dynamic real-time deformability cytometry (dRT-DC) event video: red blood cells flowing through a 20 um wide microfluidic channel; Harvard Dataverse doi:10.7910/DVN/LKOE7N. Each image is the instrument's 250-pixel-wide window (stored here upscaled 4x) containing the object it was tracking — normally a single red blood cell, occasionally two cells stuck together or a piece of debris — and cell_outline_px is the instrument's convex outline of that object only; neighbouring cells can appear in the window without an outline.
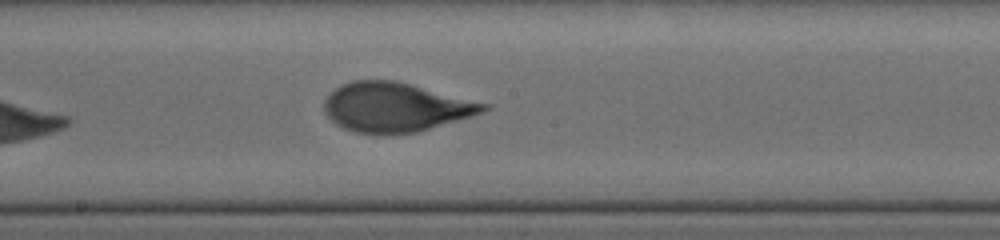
{"species": "human", "species_latin": "Homo sapiens", "temperature_condition": "cold", "stored_images_in_passage": 36, "camera_frame_rate_fps": 3000, "um_per_image_px": 0.085, "donor": {"sex": "female"}, "frame": {"image": 1, "passage_image": 21, "time_ms": 8.667, "image_size_px": [1000, 240], "cell_outline_px": [[492, 108], [456, 120], [416, 132], [356, 132], [344, 128], [336, 124], [324, 112], [324, 100], [340, 84], [352, 80], [392, 80], [492, 104]], "centroid_in_image_um": [33.6, 9.08], "position_along_channel_um": 214.6, "area_um2": 44.74}}
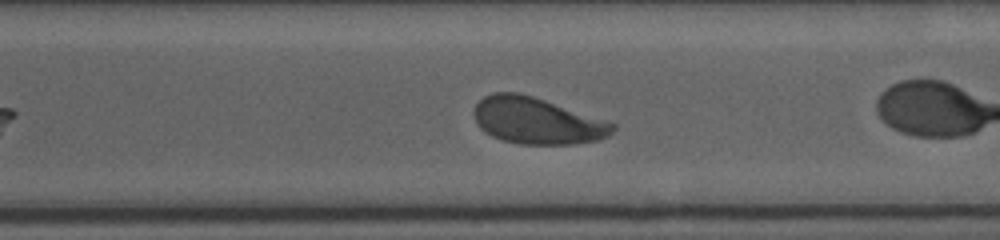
{"frame": {"image": 2, "passage_image": 26, "time_ms": 10.667, "image_size_px": [1000, 240], "cell_outline_px": [[616, 128], [608, 136], [600, 140], [572, 144], [520, 144], [504, 140], [492, 136], [480, 128], [476, 124], [472, 112], [476, 104], [484, 96], [492, 92], [520, 92], [616, 124]], "centroid_in_image_um": [45.6, 10.26], "position_along_channel_um": 325.0, "area_um2": 37.45}, "authors_computed_cell_mechanics": {"area_um2": 39.4196, "velocity_mm_per_s": 3.8272, "shape_relaxation_time_tau1_ms": 5.1422, "shape_relaxation_time_tau2_ms": 0.8564, "deformation_change_tau1": 0.2012, "deformation_change_tau2": 0.0534}}